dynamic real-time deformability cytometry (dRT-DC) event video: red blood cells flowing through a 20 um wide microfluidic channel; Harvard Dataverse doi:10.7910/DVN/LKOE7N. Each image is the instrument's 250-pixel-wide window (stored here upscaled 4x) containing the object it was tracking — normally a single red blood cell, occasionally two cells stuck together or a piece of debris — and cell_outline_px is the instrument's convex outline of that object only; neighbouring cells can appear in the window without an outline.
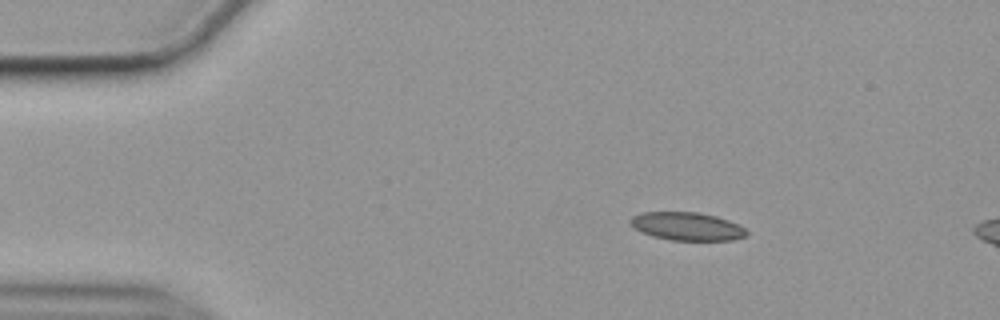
{"species": "common noctule bat (a hibernating species)", "species_latin": "Nyctalus noctula", "temperature_condition": "cold", "stored_images_in_passage": 13, "camera_frame_rate_fps": 3000, "um_per_image_px": 0.085, "animal": {"sex": "female", "body_mass_g": 19.9}, "frame": {"image": 1, "passage_image": 8, "time_ms": 2.333, "image_size_px": [1000, 320], "cell_outline_px": [[748, 236], [732, 240], [668, 240], [652, 236], [640, 232], [628, 220], [632, 216], [640, 212], [696, 212], [716, 216], [728, 220], [744, 228], [748, 232]], "centroid_in_image_um": [58.38, 19.24], "position_along_channel_um": 26.6, "area_um2": 19.07}}